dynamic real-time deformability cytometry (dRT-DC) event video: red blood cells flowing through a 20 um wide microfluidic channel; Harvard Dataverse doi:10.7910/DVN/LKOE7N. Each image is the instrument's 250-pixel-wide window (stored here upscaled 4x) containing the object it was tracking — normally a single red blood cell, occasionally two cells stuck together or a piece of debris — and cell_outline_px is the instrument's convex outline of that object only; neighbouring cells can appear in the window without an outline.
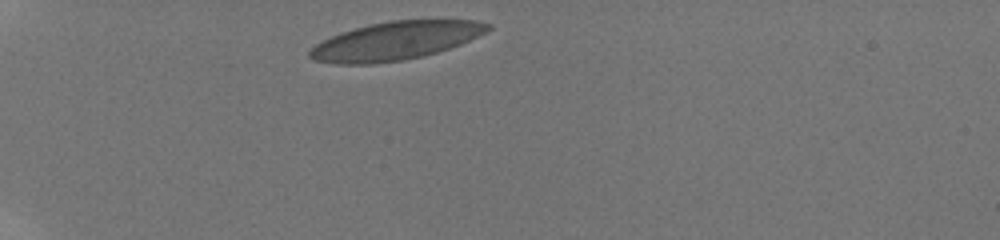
{"species": "human", "species_latin": "Homo sapiens", "temperature_condition": "room temperature", "stored_images_in_passage": 5, "camera_frame_rate_fps": 3000, "um_per_image_px": 0.085, "donor": {"sex": "male"}, "frame": {"image": 1, "passage_image": 1, "time_ms": 0.0, "image_size_px": [1000, 240], "cell_outline_px": [[492, 28], [460, 44], [436, 52], [404, 60], [372, 64], [336, 64], [316, 60], [308, 56], [308, 52], [316, 44], [332, 36], [356, 28], [372, 24], [392, 20], [472, 20], [492, 24]], "centroid_in_image_um": [33.61, 3.47], "position_along_channel_um": 51.4, "area_um2": 39.02}}